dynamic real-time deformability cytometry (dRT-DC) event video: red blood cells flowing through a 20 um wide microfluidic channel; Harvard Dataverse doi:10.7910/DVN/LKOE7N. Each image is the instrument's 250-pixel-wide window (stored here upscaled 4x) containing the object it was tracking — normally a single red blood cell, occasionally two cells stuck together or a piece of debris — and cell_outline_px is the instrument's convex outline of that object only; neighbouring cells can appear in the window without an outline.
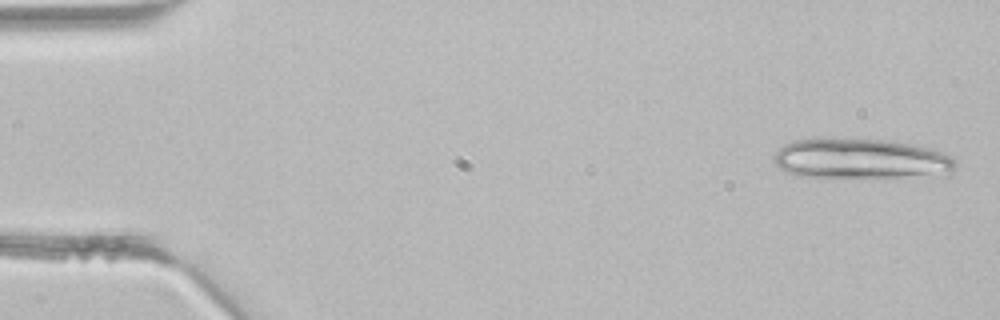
{"species": "common noctule bat (a hibernating species)", "species_latin": "Nyctalus noctula", "temperature_condition": "room temperature", "stored_images_in_passage": 4, "camera_frame_rate_fps": 3000, "um_per_image_px": 0.085, "animal": {"sex": "male", "body_mass_g": 21.5, "forearm_length_mm": 52.0}, "frame": {"image": 1, "passage_image": 1, "time_ms": 0.0, "image_size_px": [1000, 320], "cell_outline_px": [[956, 168], [952, 172], [900, 176], [796, 176], [780, 168], [776, 164], [772, 156], [784, 144], [792, 140], [816, 136], [820, 136], [888, 140], [912, 144], [932, 148], [952, 156], [956, 160]], "centroid_in_image_um": [73.09, 13.43], "position_along_channel_um": 11.9, "area_um2": 42.71}}